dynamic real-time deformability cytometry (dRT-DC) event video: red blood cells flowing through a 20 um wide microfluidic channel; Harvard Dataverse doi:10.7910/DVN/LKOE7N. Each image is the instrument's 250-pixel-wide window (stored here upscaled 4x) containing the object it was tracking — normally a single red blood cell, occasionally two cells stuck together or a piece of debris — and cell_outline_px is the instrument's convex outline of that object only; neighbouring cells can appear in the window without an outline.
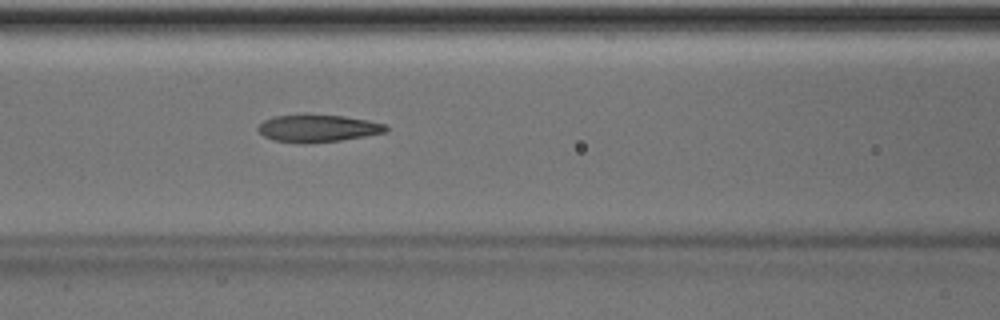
{"species": "Egyptian fruit bat (a non-hibernating species)", "species_latin": "Rousettus aegyptiacus", "temperature_condition": "room temperature", "stored_images_in_passage": 51, "camera_frame_rate_fps": 3000, "um_per_image_px": 0.085, "animal": {"sex": "male"}, "frame": {"image": 1, "passage_image": 22, "time_ms": 7.0, "image_size_px": [1000, 320], "cell_outline_px": [[388, 132], [340, 140], [304, 144], [272, 140], [264, 136], [256, 128], [264, 120], [272, 116], [304, 112], [344, 116], [368, 120], [384, 124], [388, 128]], "centroid_in_image_um": [26.96, 10.87], "position_along_channel_um": 139.6, "area_um2": 21.04}, "authors_computed_cell_mechanics": {"area_um2": 20.8658, "velocity_mm_per_s": 4.0433, "shape_relaxation_time_tau1_ms": 3.8919, "shape_relaxation_time_tau2_ms": 2.0399, "deformation_change_tau1": 0.1713, "deformation_change_tau2": 0.1246}}